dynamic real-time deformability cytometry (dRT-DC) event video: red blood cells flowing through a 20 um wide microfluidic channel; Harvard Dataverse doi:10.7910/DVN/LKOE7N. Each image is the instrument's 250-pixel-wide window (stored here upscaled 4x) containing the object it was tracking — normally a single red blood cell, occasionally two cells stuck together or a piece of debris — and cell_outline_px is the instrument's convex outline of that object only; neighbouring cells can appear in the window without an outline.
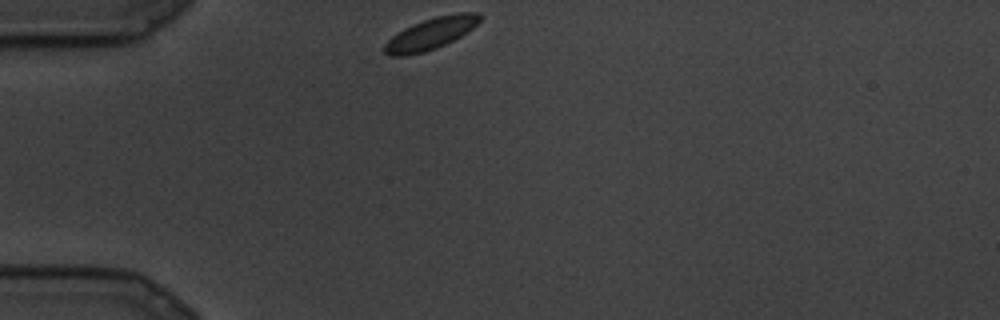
{"species": "common noctule bat (a hibernating species)", "species_latin": "Nyctalus noctula", "temperature_condition": "cold", "stored_images_in_passage": 16, "camera_frame_rate_fps": 3000, "um_per_image_px": 0.085, "animal": {"sex": "male", "body_mass_g": 19.5, "forearm_length_mm": 54.6}, "frame": {"image": 1, "passage_image": 1, "time_ms": 0.0, "image_size_px": [1000, 320], "cell_outline_px": [[484, 16], [472, 28], [460, 36], [436, 48], [424, 52], [404, 56], [388, 56], [384, 52], [384, 44], [392, 36], [404, 28], [412, 24], [436, 16], [456, 12], [480, 12]], "centroid_in_image_um": [36.62, 2.84], "position_along_channel_um": 48.4, "area_um2": 17.57}}
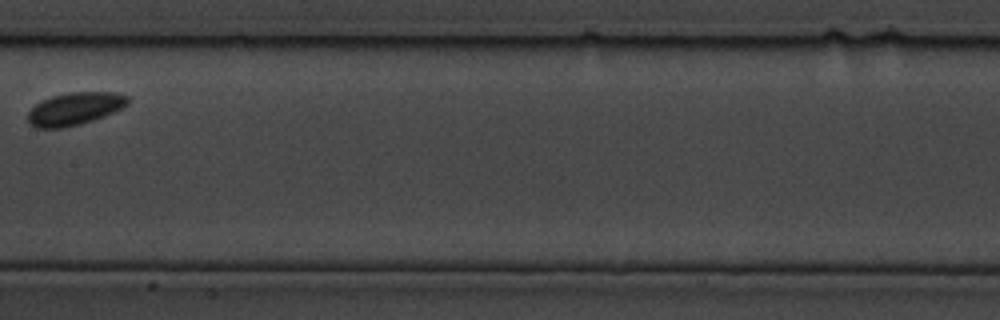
{"frame": {"image": 2, "passage_image": 8, "time_ms": 2.333, "image_size_px": [1000, 320], "cell_outline_px": [[128, 104], [104, 116], [80, 124], [60, 128], [36, 128], [28, 124], [28, 112], [36, 104], [52, 96], [68, 92], [116, 92], [128, 96]], "centroid_in_image_um": [6.33, 9.24], "position_along_channel_um": 201.1, "area_um2": 18.84}}
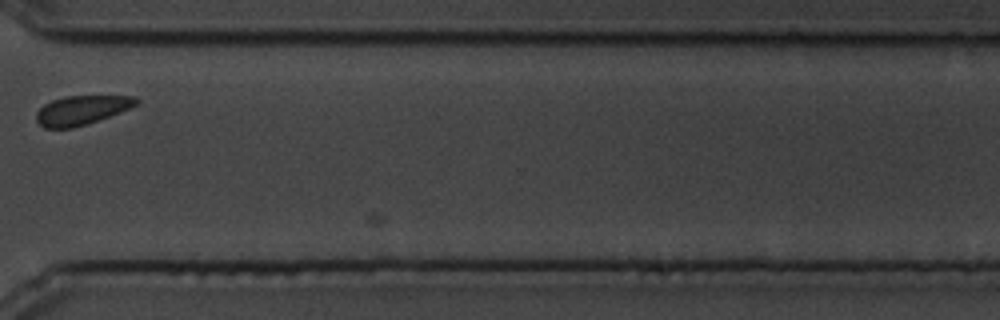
{"frame": {"image": 3, "passage_image": 14, "time_ms": 4.333, "image_size_px": [1000, 320], "cell_outline_px": [[140, 104], [120, 112], [72, 128], [44, 128], [36, 120], [36, 112], [44, 104], [52, 100], [64, 96], [136, 96], [140, 100]], "centroid_in_image_um": [6.95, 9.34], "position_along_channel_um": 363.7, "area_um2": 16.88}}